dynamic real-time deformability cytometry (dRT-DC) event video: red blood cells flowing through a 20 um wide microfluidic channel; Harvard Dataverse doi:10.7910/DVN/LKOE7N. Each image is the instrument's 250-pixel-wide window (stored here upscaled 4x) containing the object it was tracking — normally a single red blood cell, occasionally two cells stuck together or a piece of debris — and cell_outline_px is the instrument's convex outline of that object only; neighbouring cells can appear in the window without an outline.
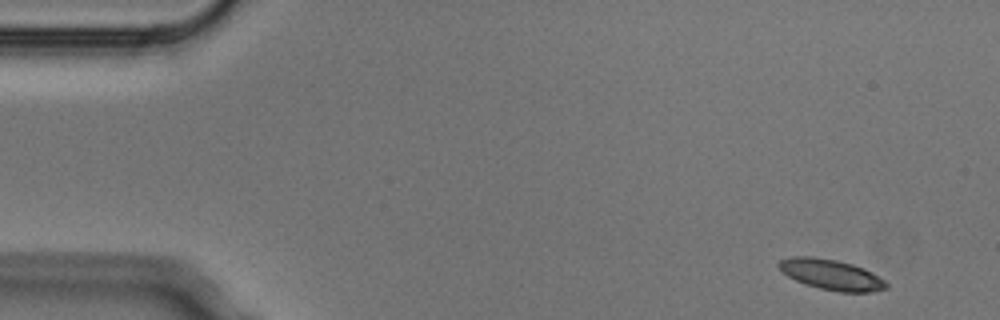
{"species": "Egyptian fruit bat (a non-hibernating species)", "species_latin": "Rousettus aegyptiacus", "temperature_condition": "cold", "stored_images_in_passage": 4, "camera_frame_rate_fps": 3000, "um_per_image_px": 0.085, "animal": {"sex": "male"}, "frame": {"image": 1, "passage_image": 1, "time_ms": 0.0, "image_size_px": [1000, 320], "cell_outline_px": [[888, 288], [872, 292], [840, 292], [820, 288], [804, 284], [788, 276], [776, 264], [780, 260], [792, 256], [812, 256], [836, 260], [852, 264], [864, 268], [872, 272], [884, 280], [888, 284]], "centroid_in_image_um": [70.67, 23.34], "position_along_channel_um": 14.3, "area_um2": 19.07}}